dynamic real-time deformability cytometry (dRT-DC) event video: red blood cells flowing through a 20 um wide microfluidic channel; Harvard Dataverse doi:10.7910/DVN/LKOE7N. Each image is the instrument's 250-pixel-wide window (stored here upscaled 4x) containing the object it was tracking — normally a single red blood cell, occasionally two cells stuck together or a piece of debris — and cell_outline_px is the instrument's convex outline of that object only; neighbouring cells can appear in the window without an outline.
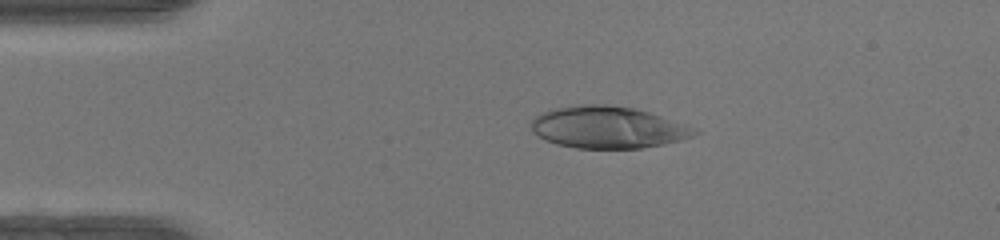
{"species": "human", "species_latin": "Homo sapiens", "temperature_condition": "warm", "stored_images_in_passage": 48, "camera_frame_rate_fps": 3000, "um_per_image_px": 0.085, "donor": {"sex": "female"}, "frame": {"image": 1, "passage_image": 9, "time_ms": 2.667, "image_size_px": [1000, 240], "cell_outline_px": [[700, 132], [696, 136], [680, 140], [644, 148], [576, 148], [556, 144], [544, 140], [532, 132], [528, 124], [536, 116], [544, 112], [556, 108], [584, 104], [604, 104], [636, 108], [696, 128]], "centroid_in_image_um": [51.65, 10.83], "position_along_channel_um": 33.4, "area_um2": 39.94}}
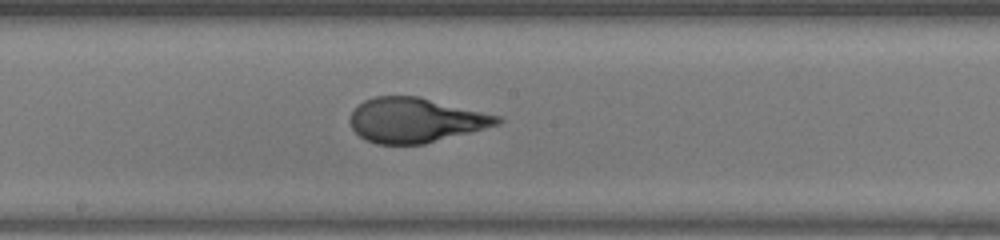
{"frame": {"image": 2, "passage_image": 25, "time_ms": 8.0, "image_size_px": [1000, 240], "cell_outline_px": [[504, 120], [500, 124], [424, 144], [376, 144], [364, 140], [352, 128], [348, 120], [352, 112], [364, 100], [376, 96], [420, 96], [500, 116]], "centroid_in_image_um": [35.3, 10.21], "position_along_channel_um": 212.9, "area_um2": 38.32}}
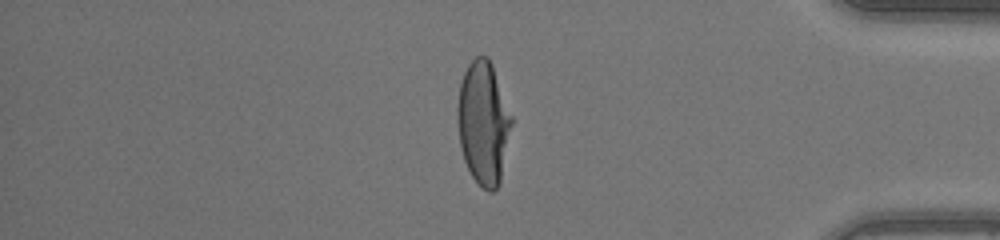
{"frame": {"image": 3, "passage_image": 40, "time_ms": 13.0, "image_size_px": [1000, 240], "cell_outline_px": [[512, 124], [500, 180], [496, 188], [492, 192], [488, 192], [472, 176], [464, 160], [460, 148], [456, 120], [456, 108], [460, 84], [464, 72], [468, 64], [476, 56], [488, 56], [492, 64], [512, 116]], "centroid_in_image_um": [41.06, 10.41], "position_along_channel_um": 394.1, "area_um2": 38.78}, "authors_computed_cell_mechanics": {"area_um2": 39.4196, "velocity_mm_per_s": 4.2399, "shape_relaxation_time_tau1_ms": 6.9272, "shape_relaxation_time_tau2_ms": null, "deformation_change_tau1": 0.3443, "deformation_change_tau2": null}}